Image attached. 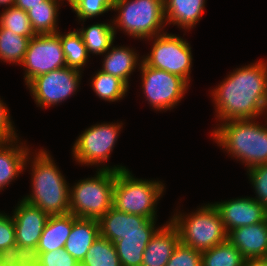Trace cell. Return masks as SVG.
<instances>
[{"mask_svg": "<svg viewBox=\"0 0 267 266\" xmlns=\"http://www.w3.org/2000/svg\"><path fill=\"white\" fill-rule=\"evenodd\" d=\"M218 123L267 114V60L237 67L210 91Z\"/></svg>", "mask_w": 267, "mask_h": 266, "instance_id": "obj_1", "label": "cell"}, {"mask_svg": "<svg viewBox=\"0 0 267 266\" xmlns=\"http://www.w3.org/2000/svg\"><path fill=\"white\" fill-rule=\"evenodd\" d=\"M33 150L35 152L30 151L24 168L30 167L32 191L22 199L49 216L69 214L70 183L46 148Z\"/></svg>", "mask_w": 267, "mask_h": 266, "instance_id": "obj_2", "label": "cell"}, {"mask_svg": "<svg viewBox=\"0 0 267 266\" xmlns=\"http://www.w3.org/2000/svg\"><path fill=\"white\" fill-rule=\"evenodd\" d=\"M265 124L256 119L230 120L219 123L211 131V139L230 158L245 165L246 170L267 164V118ZM262 123V124H261Z\"/></svg>", "mask_w": 267, "mask_h": 266, "instance_id": "obj_3", "label": "cell"}, {"mask_svg": "<svg viewBox=\"0 0 267 266\" xmlns=\"http://www.w3.org/2000/svg\"><path fill=\"white\" fill-rule=\"evenodd\" d=\"M194 210L185 213L178 206L169 218L178 230L181 244L203 252L228 240V233L213 202L204 203Z\"/></svg>", "mask_w": 267, "mask_h": 266, "instance_id": "obj_4", "label": "cell"}, {"mask_svg": "<svg viewBox=\"0 0 267 266\" xmlns=\"http://www.w3.org/2000/svg\"><path fill=\"white\" fill-rule=\"evenodd\" d=\"M166 191L163 181L136 178L128 168L117 171L113 207L118 211L158 219L157 205Z\"/></svg>", "mask_w": 267, "mask_h": 266, "instance_id": "obj_5", "label": "cell"}, {"mask_svg": "<svg viewBox=\"0 0 267 266\" xmlns=\"http://www.w3.org/2000/svg\"><path fill=\"white\" fill-rule=\"evenodd\" d=\"M114 31L137 40H146L166 32L164 0H113Z\"/></svg>", "mask_w": 267, "mask_h": 266, "instance_id": "obj_6", "label": "cell"}, {"mask_svg": "<svg viewBox=\"0 0 267 266\" xmlns=\"http://www.w3.org/2000/svg\"><path fill=\"white\" fill-rule=\"evenodd\" d=\"M116 170H97L69 187V210L77 218L99 220L113 206Z\"/></svg>", "mask_w": 267, "mask_h": 266, "instance_id": "obj_7", "label": "cell"}, {"mask_svg": "<svg viewBox=\"0 0 267 266\" xmlns=\"http://www.w3.org/2000/svg\"><path fill=\"white\" fill-rule=\"evenodd\" d=\"M124 123L99 122L86 128L75 139L72 146V159L82 166L97 167V170L120 171L128 167L120 164L110 166L106 164L116 146Z\"/></svg>", "mask_w": 267, "mask_h": 266, "instance_id": "obj_8", "label": "cell"}, {"mask_svg": "<svg viewBox=\"0 0 267 266\" xmlns=\"http://www.w3.org/2000/svg\"><path fill=\"white\" fill-rule=\"evenodd\" d=\"M144 41L152 43L150 52L142 55L147 66L180 76L190 85L193 55L187 39L166 31Z\"/></svg>", "mask_w": 267, "mask_h": 266, "instance_id": "obj_9", "label": "cell"}, {"mask_svg": "<svg viewBox=\"0 0 267 266\" xmlns=\"http://www.w3.org/2000/svg\"><path fill=\"white\" fill-rule=\"evenodd\" d=\"M138 71L143 97L157 112L171 111L178 106L190 87L180 76L147 66L143 61Z\"/></svg>", "mask_w": 267, "mask_h": 266, "instance_id": "obj_10", "label": "cell"}, {"mask_svg": "<svg viewBox=\"0 0 267 266\" xmlns=\"http://www.w3.org/2000/svg\"><path fill=\"white\" fill-rule=\"evenodd\" d=\"M83 73L66 66L35 77L26 87L37 107L46 109L62 104L76 94Z\"/></svg>", "mask_w": 267, "mask_h": 266, "instance_id": "obj_11", "label": "cell"}, {"mask_svg": "<svg viewBox=\"0 0 267 266\" xmlns=\"http://www.w3.org/2000/svg\"><path fill=\"white\" fill-rule=\"evenodd\" d=\"M20 66L24 70L25 85L39 75L66 67L60 31L54 34H36L31 38Z\"/></svg>", "mask_w": 267, "mask_h": 266, "instance_id": "obj_12", "label": "cell"}, {"mask_svg": "<svg viewBox=\"0 0 267 266\" xmlns=\"http://www.w3.org/2000/svg\"><path fill=\"white\" fill-rule=\"evenodd\" d=\"M213 205L218 210L227 233L241 226L262 222L267 217V209L250 196L215 201Z\"/></svg>", "mask_w": 267, "mask_h": 266, "instance_id": "obj_13", "label": "cell"}, {"mask_svg": "<svg viewBox=\"0 0 267 266\" xmlns=\"http://www.w3.org/2000/svg\"><path fill=\"white\" fill-rule=\"evenodd\" d=\"M157 219L118 211L113 206L99 219L100 235L113 244L131 232H156Z\"/></svg>", "mask_w": 267, "mask_h": 266, "instance_id": "obj_14", "label": "cell"}, {"mask_svg": "<svg viewBox=\"0 0 267 266\" xmlns=\"http://www.w3.org/2000/svg\"><path fill=\"white\" fill-rule=\"evenodd\" d=\"M16 244L24 247L38 246L49 215L40 208L19 199L12 213Z\"/></svg>", "mask_w": 267, "mask_h": 266, "instance_id": "obj_15", "label": "cell"}, {"mask_svg": "<svg viewBox=\"0 0 267 266\" xmlns=\"http://www.w3.org/2000/svg\"><path fill=\"white\" fill-rule=\"evenodd\" d=\"M228 241L245 259L267 258V217L262 222L231 230Z\"/></svg>", "mask_w": 267, "mask_h": 266, "instance_id": "obj_16", "label": "cell"}, {"mask_svg": "<svg viewBox=\"0 0 267 266\" xmlns=\"http://www.w3.org/2000/svg\"><path fill=\"white\" fill-rule=\"evenodd\" d=\"M32 149L21 138L0 142V192L23 174L27 156Z\"/></svg>", "mask_w": 267, "mask_h": 266, "instance_id": "obj_17", "label": "cell"}, {"mask_svg": "<svg viewBox=\"0 0 267 266\" xmlns=\"http://www.w3.org/2000/svg\"><path fill=\"white\" fill-rule=\"evenodd\" d=\"M179 242L177 228L166 221L150 239L141 266H166Z\"/></svg>", "mask_w": 267, "mask_h": 266, "instance_id": "obj_18", "label": "cell"}, {"mask_svg": "<svg viewBox=\"0 0 267 266\" xmlns=\"http://www.w3.org/2000/svg\"><path fill=\"white\" fill-rule=\"evenodd\" d=\"M101 71L119 77L130 87L131 75L140 68L142 56L130 46L112 45L103 55Z\"/></svg>", "mask_w": 267, "mask_h": 266, "instance_id": "obj_19", "label": "cell"}, {"mask_svg": "<svg viewBox=\"0 0 267 266\" xmlns=\"http://www.w3.org/2000/svg\"><path fill=\"white\" fill-rule=\"evenodd\" d=\"M207 0H164L166 26H177L189 32L200 22Z\"/></svg>", "mask_w": 267, "mask_h": 266, "instance_id": "obj_20", "label": "cell"}, {"mask_svg": "<svg viewBox=\"0 0 267 266\" xmlns=\"http://www.w3.org/2000/svg\"><path fill=\"white\" fill-rule=\"evenodd\" d=\"M99 236V220L77 218L73 215L72 230L66 240L64 249L81 263L89 248Z\"/></svg>", "mask_w": 267, "mask_h": 266, "instance_id": "obj_21", "label": "cell"}, {"mask_svg": "<svg viewBox=\"0 0 267 266\" xmlns=\"http://www.w3.org/2000/svg\"><path fill=\"white\" fill-rule=\"evenodd\" d=\"M81 24L77 31L81 34L83 42L86 46L87 53L91 57L104 55L109 48L114 44L116 39V33L113 28L112 19L108 22L102 21L93 23L85 28L84 21H77Z\"/></svg>", "mask_w": 267, "mask_h": 266, "instance_id": "obj_22", "label": "cell"}, {"mask_svg": "<svg viewBox=\"0 0 267 266\" xmlns=\"http://www.w3.org/2000/svg\"><path fill=\"white\" fill-rule=\"evenodd\" d=\"M72 225L73 214L49 216L37 246L38 250L50 252L64 248Z\"/></svg>", "mask_w": 267, "mask_h": 266, "instance_id": "obj_23", "label": "cell"}, {"mask_svg": "<svg viewBox=\"0 0 267 266\" xmlns=\"http://www.w3.org/2000/svg\"><path fill=\"white\" fill-rule=\"evenodd\" d=\"M65 0H44L27 11L31 26L35 34H54L58 27L60 7Z\"/></svg>", "mask_w": 267, "mask_h": 266, "instance_id": "obj_24", "label": "cell"}, {"mask_svg": "<svg viewBox=\"0 0 267 266\" xmlns=\"http://www.w3.org/2000/svg\"><path fill=\"white\" fill-rule=\"evenodd\" d=\"M156 232H131L114 243L121 266H141L144 251Z\"/></svg>", "mask_w": 267, "mask_h": 266, "instance_id": "obj_25", "label": "cell"}, {"mask_svg": "<svg viewBox=\"0 0 267 266\" xmlns=\"http://www.w3.org/2000/svg\"><path fill=\"white\" fill-rule=\"evenodd\" d=\"M90 86L96 96L105 102H118L125 98L130 87L119 77L110 75L101 70L94 72L90 78Z\"/></svg>", "mask_w": 267, "mask_h": 266, "instance_id": "obj_26", "label": "cell"}, {"mask_svg": "<svg viewBox=\"0 0 267 266\" xmlns=\"http://www.w3.org/2000/svg\"><path fill=\"white\" fill-rule=\"evenodd\" d=\"M60 41L66 66L83 72L84 68L87 67L90 56L77 28L67 33L60 32Z\"/></svg>", "mask_w": 267, "mask_h": 266, "instance_id": "obj_27", "label": "cell"}, {"mask_svg": "<svg viewBox=\"0 0 267 266\" xmlns=\"http://www.w3.org/2000/svg\"><path fill=\"white\" fill-rule=\"evenodd\" d=\"M33 37H24L0 27V61L20 65Z\"/></svg>", "mask_w": 267, "mask_h": 266, "instance_id": "obj_28", "label": "cell"}, {"mask_svg": "<svg viewBox=\"0 0 267 266\" xmlns=\"http://www.w3.org/2000/svg\"><path fill=\"white\" fill-rule=\"evenodd\" d=\"M80 266H121L115 245L101 235L94 241Z\"/></svg>", "mask_w": 267, "mask_h": 266, "instance_id": "obj_29", "label": "cell"}, {"mask_svg": "<svg viewBox=\"0 0 267 266\" xmlns=\"http://www.w3.org/2000/svg\"><path fill=\"white\" fill-rule=\"evenodd\" d=\"M245 258L228 240L202 252V266H243Z\"/></svg>", "mask_w": 267, "mask_h": 266, "instance_id": "obj_30", "label": "cell"}, {"mask_svg": "<svg viewBox=\"0 0 267 266\" xmlns=\"http://www.w3.org/2000/svg\"><path fill=\"white\" fill-rule=\"evenodd\" d=\"M0 27L9 29L13 33L34 37L36 34L32 29L27 12L15 6L2 9L0 13Z\"/></svg>", "mask_w": 267, "mask_h": 266, "instance_id": "obj_31", "label": "cell"}, {"mask_svg": "<svg viewBox=\"0 0 267 266\" xmlns=\"http://www.w3.org/2000/svg\"><path fill=\"white\" fill-rule=\"evenodd\" d=\"M68 4L78 21L85 22L87 19L102 16L109 11L113 12V0H70Z\"/></svg>", "mask_w": 267, "mask_h": 266, "instance_id": "obj_32", "label": "cell"}, {"mask_svg": "<svg viewBox=\"0 0 267 266\" xmlns=\"http://www.w3.org/2000/svg\"><path fill=\"white\" fill-rule=\"evenodd\" d=\"M247 177L254 189L256 199L267 209V164L256 165L247 169Z\"/></svg>", "mask_w": 267, "mask_h": 266, "instance_id": "obj_33", "label": "cell"}, {"mask_svg": "<svg viewBox=\"0 0 267 266\" xmlns=\"http://www.w3.org/2000/svg\"><path fill=\"white\" fill-rule=\"evenodd\" d=\"M166 266H202V252L179 242Z\"/></svg>", "mask_w": 267, "mask_h": 266, "instance_id": "obj_34", "label": "cell"}, {"mask_svg": "<svg viewBox=\"0 0 267 266\" xmlns=\"http://www.w3.org/2000/svg\"><path fill=\"white\" fill-rule=\"evenodd\" d=\"M39 266H80L64 248L50 252H40Z\"/></svg>", "mask_w": 267, "mask_h": 266, "instance_id": "obj_35", "label": "cell"}, {"mask_svg": "<svg viewBox=\"0 0 267 266\" xmlns=\"http://www.w3.org/2000/svg\"><path fill=\"white\" fill-rule=\"evenodd\" d=\"M12 116L8 109V106L0 97V142H10L17 140L19 134L14 125V121L11 120Z\"/></svg>", "mask_w": 267, "mask_h": 266, "instance_id": "obj_36", "label": "cell"}, {"mask_svg": "<svg viewBox=\"0 0 267 266\" xmlns=\"http://www.w3.org/2000/svg\"><path fill=\"white\" fill-rule=\"evenodd\" d=\"M16 244L15 225L12 216L0 211V250Z\"/></svg>", "mask_w": 267, "mask_h": 266, "instance_id": "obj_37", "label": "cell"}, {"mask_svg": "<svg viewBox=\"0 0 267 266\" xmlns=\"http://www.w3.org/2000/svg\"><path fill=\"white\" fill-rule=\"evenodd\" d=\"M16 254L19 256L16 266H39L40 251L37 246L24 247L16 244Z\"/></svg>", "mask_w": 267, "mask_h": 266, "instance_id": "obj_38", "label": "cell"}, {"mask_svg": "<svg viewBox=\"0 0 267 266\" xmlns=\"http://www.w3.org/2000/svg\"><path fill=\"white\" fill-rule=\"evenodd\" d=\"M16 254V244L9 246L6 249L0 250V265L1 266H16L18 260Z\"/></svg>", "mask_w": 267, "mask_h": 266, "instance_id": "obj_39", "label": "cell"}, {"mask_svg": "<svg viewBox=\"0 0 267 266\" xmlns=\"http://www.w3.org/2000/svg\"><path fill=\"white\" fill-rule=\"evenodd\" d=\"M42 1L44 0H15L14 6L27 12L34 6L41 5Z\"/></svg>", "mask_w": 267, "mask_h": 266, "instance_id": "obj_40", "label": "cell"}, {"mask_svg": "<svg viewBox=\"0 0 267 266\" xmlns=\"http://www.w3.org/2000/svg\"><path fill=\"white\" fill-rule=\"evenodd\" d=\"M243 266H267V258L245 259Z\"/></svg>", "mask_w": 267, "mask_h": 266, "instance_id": "obj_41", "label": "cell"}, {"mask_svg": "<svg viewBox=\"0 0 267 266\" xmlns=\"http://www.w3.org/2000/svg\"><path fill=\"white\" fill-rule=\"evenodd\" d=\"M15 0H0V6H3V9L14 6Z\"/></svg>", "mask_w": 267, "mask_h": 266, "instance_id": "obj_42", "label": "cell"}]
</instances>
